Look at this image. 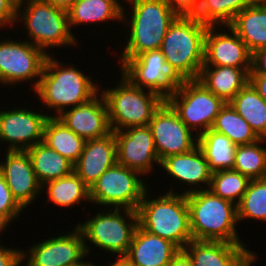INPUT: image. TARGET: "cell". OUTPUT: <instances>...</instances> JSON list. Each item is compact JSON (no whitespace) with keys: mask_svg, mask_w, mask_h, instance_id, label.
I'll list each match as a JSON object with an SVG mask.
<instances>
[{"mask_svg":"<svg viewBox=\"0 0 266 266\" xmlns=\"http://www.w3.org/2000/svg\"><path fill=\"white\" fill-rule=\"evenodd\" d=\"M148 193L147 189L137 209L138 225L150 234L169 240L183 250L193 240L186 195L173 192L172 188L150 200Z\"/></svg>","mask_w":266,"mask_h":266,"instance_id":"cell-1","label":"cell"},{"mask_svg":"<svg viewBox=\"0 0 266 266\" xmlns=\"http://www.w3.org/2000/svg\"><path fill=\"white\" fill-rule=\"evenodd\" d=\"M53 58L51 55L46 58L39 85L34 93L36 92L42 104L46 105V109H56L57 115L53 117H57L66 107L71 108L90 101L99 93L100 85L94 83L83 71Z\"/></svg>","mask_w":266,"mask_h":266,"instance_id":"cell-2","label":"cell"},{"mask_svg":"<svg viewBox=\"0 0 266 266\" xmlns=\"http://www.w3.org/2000/svg\"><path fill=\"white\" fill-rule=\"evenodd\" d=\"M193 240L245 245L236 232L237 205L214 195L209 189L186 195Z\"/></svg>","mask_w":266,"mask_h":266,"instance_id":"cell-3","label":"cell"},{"mask_svg":"<svg viewBox=\"0 0 266 266\" xmlns=\"http://www.w3.org/2000/svg\"><path fill=\"white\" fill-rule=\"evenodd\" d=\"M125 1L130 4V9L132 8L131 17L125 21L127 15L123 7L120 22H130V34L120 57L134 58L142 52L160 49L165 34L177 15L164 0Z\"/></svg>","mask_w":266,"mask_h":266,"instance_id":"cell-4","label":"cell"},{"mask_svg":"<svg viewBox=\"0 0 266 266\" xmlns=\"http://www.w3.org/2000/svg\"><path fill=\"white\" fill-rule=\"evenodd\" d=\"M207 28L194 16H177L165 34L160 50L185 80L199 78Z\"/></svg>","mask_w":266,"mask_h":266,"instance_id":"cell-5","label":"cell"},{"mask_svg":"<svg viewBox=\"0 0 266 266\" xmlns=\"http://www.w3.org/2000/svg\"><path fill=\"white\" fill-rule=\"evenodd\" d=\"M117 87L101 90L112 131L149 126L156 110L165 101L159 94L134 85L123 74Z\"/></svg>","mask_w":266,"mask_h":266,"instance_id":"cell-6","label":"cell"},{"mask_svg":"<svg viewBox=\"0 0 266 266\" xmlns=\"http://www.w3.org/2000/svg\"><path fill=\"white\" fill-rule=\"evenodd\" d=\"M16 15V22H23L27 28L29 42L45 53L52 47H72L77 43L69 27L68 12L48 2L18 0Z\"/></svg>","mask_w":266,"mask_h":266,"instance_id":"cell-7","label":"cell"},{"mask_svg":"<svg viewBox=\"0 0 266 266\" xmlns=\"http://www.w3.org/2000/svg\"><path fill=\"white\" fill-rule=\"evenodd\" d=\"M110 208L97 213L91 219L88 218L85 223L76 226L82 232L84 237L87 256L90 253L89 244L95 245L101 251L115 254L118 257H124L129 250L134 232L138 226V214L135 210ZM126 218V219H125ZM128 219V220H127ZM128 221V222H127Z\"/></svg>","mask_w":266,"mask_h":266,"instance_id":"cell-8","label":"cell"},{"mask_svg":"<svg viewBox=\"0 0 266 266\" xmlns=\"http://www.w3.org/2000/svg\"><path fill=\"white\" fill-rule=\"evenodd\" d=\"M139 175L142 177L139 172L116 162L90 187V202L105 208L137 211L149 188Z\"/></svg>","mask_w":266,"mask_h":266,"instance_id":"cell-9","label":"cell"},{"mask_svg":"<svg viewBox=\"0 0 266 266\" xmlns=\"http://www.w3.org/2000/svg\"><path fill=\"white\" fill-rule=\"evenodd\" d=\"M166 101L192 132L200 130L197 136L211 129L220 109L225 105L198 79L186 80Z\"/></svg>","mask_w":266,"mask_h":266,"instance_id":"cell-10","label":"cell"},{"mask_svg":"<svg viewBox=\"0 0 266 266\" xmlns=\"http://www.w3.org/2000/svg\"><path fill=\"white\" fill-rule=\"evenodd\" d=\"M121 74L134 85L153 91L165 100L186 80L168 62L160 49L142 52L134 58H120Z\"/></svg>","mask_w":266,"mask_h":266,"instance_id":"cell-11","label":"cell"},{"mask_svg":"<svg viewBox=\"0 0 266 266\" xmlns=\"http://www.w3.org/2000/svg\"><path fill=\"white\" fill-rule=\"evenodd\" d=\"M48 55L49 53H45L28 40L0 41V85L9 86L32 80V88L35 91Z\"/></svg>","mask_w":266,"mask_h":266,"instance_id":"cell-12","label":"cell"},{"mask_svg":"<svg viewBox=\"0 0 266 266\" xmlns=\"http://www.w3.org/2000/svg\"><path fill=\"white\" fill-rule=\"evenodd\" d=\"M149 127L160 162L166 157L190 152L197 146L198 136H192L194 133L166 100L154 113Z\"/></svg>","mask_w":266,"mask_h":266,"instance_id":"cell-13","label":"cell"},{"mask_svg":"<svg viewBox=\"0 0 266 266\" xmlns=\"http://www.w3.org/2000/svg\"><path fill=\"white\" fill-rule=\"evenodd\" d=\"M74 228L71 233L30 246L29 252L22 251V261L29 258L25 266H68L82 261L87 256L84 237L77 226Z\"/></svg>","mask_w":266,"mask_h":266,"instance_id":"cell-14","label":"cell"},{"mask_svg":"<svg viewBox=\"0 0 266 266\" xmlns=\"http://www.w3.org/2000/svg\"><path fill=\"white\" fill-rule=\"evenodd\" d=\"M113 132L116 140L117 163L139 172L142 176L152 172L154 165L160 166L153 133L149 126L130 127Z\"/></svg>","mask_w":266,"mask_h":266,"instance_id":"cell-15","label":"cell"},{"mask_svg":"<svg viewBox=\"0 0 266 266\" xmlns=\"http://www.w3.org/2000/svg\"><path fill=\"white\" fill-rule=\"evenodd\" d=\"M49 117L42 112L19 107L0 111V141L7 142L6 150L26 151L43 141L44 125Z\"/></svg>","mask_w":266,"mask_h":266,"instance_id":"cell-16","label":"cell"},{"mask_svg":"<svg viewBox=\"0 0 266 266\" xmlns=\"http://www.w3.org/2000/svg\"><path fill=\"white\" fill-rule=\"evenodd\" d=\"M216 27L218 26L207 28L203 66L243 68L249 74L252 54L245 43L229 26H225L228 33L217 32Z\"/></svg>","mask_w":266,"mask_h":266,"instance_id":"cell-17","label":"cell"},{"mask_svg":"<svg viewBox=\"0 0 266 266\" xmlns=\"http://www.w3.org/2000/svg\"><path fill=\"white\" fill-rule=\"evenodd\" d=\"M0 172L14 199L26 208L44 190L37 180L27 151L7 150L5 161L0 163Z\"/></svg>","mask_w":266,"mask_h":266,"instance_id":"cell-18","label":"cell"},{"mask_svg":"<svg viewBox=\"0 0 266 266\" xmlns=\"http://www.w3.org/2000/svg\"><path fill=\"white\" fill-rule=\"evenodd\" d=\"M98 95L84 104L66 108L57 118L85 140L107 136L112 132L108 109L103 95Z\"/></svg>","mask_w":266,"mask_h":266,"instance_id":"cell-19","label":"cell"},{"mask_svg":"<svg viewBox=\"0 0 266 266\" xmlns=\"http://www.w3.org/2000/svg\"><path fill=\"white\" fill-rule=\"evenodd\" d=\"M160 167H163L167 175L179 181L180 185L181 183L182 185L184 183L186 186L188 185V189L185 191L183 190V194L185 195L198 190H208L210 187L212 172L209 170L208 162L198 146L193 148L190 152L164 158L160 162ZM202 183L206 184L208 187ZM194 185H201L203 189L201 187H199V189L196 187L194 188ZM203 186H205V188Z\"/></svg>","mask_w":266,"mask_h":266,"instance_id":"cell-20","label":"cell"},{"mask_svg":"<svg viewBox=\"0 0 266 266\" xmlns=\"http://www.w3.org/2000/svg\"><path fill=\"white\" fill-rule=\"evenodd\" d=\"M246 247L220 241L192 240L183 250L194 266H247L250 249Z\"/></svg>","mask_w":266,"mask_h":266,"instance_id":"cell-21","label":"cell"},{"mask_svg":"<svg viewBox=\"0 0 266 266\" xmlns=\"http://www.w3.org/2000/svg\"><path fill=\"white\" fill-rule=\"evenodd\" d=\"M116 162V140L112 131L105 137L86 140L79 160L74 164V172L90 188Z\"/></svg>","mask_w":266,"mask_h":266,"instance_id":"cell-22","label":"cell"},{"mask_svg":"<svg viewBox=\"0 0 266 266\" xmlns=\"http://www.w3.org/2000/svg\"><path fill=\"white\" fill-rule=\"evenodd\" d=\"M179 251L171 241L150 234L138 225L123 258L131 266H168Z\"/></svg>","mask_w":266,"mask_h":266,"instance_id":"cell-23","label":"cell"},{"mask_svg":"<svg viewBox=\"0 0 266 266\" xmlns=\"http://www.w3.org/2000/svg\"><path fill=\"white\" fill-rule=\"evenodd\" d=\"M228 26L251 54L266 47V0H255L239 12Z\"/></svg>","mask_w":266,"mask_h":266,"instance_id":"cell-24","label":"cell"},{"mask_svg":"<svg viewBox=\"0 0 266 266\" xmlns=\"http://www.w3.org/2000/svg\"><path fill=\"white\" fill-rule=\"evenodd\" d=\"M198 80L225 103H229L249 82V74L243 68L202 66Z\"/></svg>","mask_w":266,"mask_h":266,"instance_id":"cell-25","label":"cell"},{"mask_svg":"<svg viewBox=\"0 0 266 266\" xmlns=\"http://www.w3.org/2000/svg\"><path fill=\"white\" fill-rule=\"evenodd\" d=\"M41 186L67 176L74 171V164L54 149L40 142L26 150Z\"/></svg>","mask_w":266,"mask_h":266,"instance_id":"cell-26","label":"cell"},{"mask_svg":"<svg viewBox=\"0 0 266 266\" xmlns=\"http://www.w3.org/2000/svg\"><path fill=\"white\" fill-rule=\"evenodd\" d=\"M123 5L119 0H76L68 12L69 27L102 23L108 20L122 21Z\"/></svg>","mask_w":266,"mask_h":266,"instance_id":"cell-27","label":"cell"},{"mask_svg":"<svg viewBox=\"0 0 266 266\" xmlns=\"http://www.w3.org/2000/svg\"><path fill=\"white\" fill-rule=\"evenodd\" d=\"M42 142L75 164L79 160L86 140L76 135L57 117L50 115L44 125Z\"/></svg>","mask_w":266,"mask_h":266,"instance_id":"cell-28","label":"cell"},{"mask_svg":"<svg viewBox=\"0 0 266 266\" xmlns=\"http://www.w3.org/2000/svg\"><path fill=\"white\" fill-rule=\"evenodd\" d=\"M197 146L201 149L212 173L233 169L237 146L226 135L209 129L198 135Z\"/></svg>","mask_w":266,"mask_h":266,"instance_id":"cell-29","label":"cell"},{"mask_svg":"<svg viewBox=\"0 0 266 266\" xmlns=\"http://www.w3.org/2000/svg\"><path fill=\"white\" fill-rule=\"evenodd\" d=\"M229 103L260 138L266 139V101L249 82Z\"/></svg>","mask_w":266,"mask_h":266,"instance_id":"cell-30","label":"cell"},{"mask_svg":"<svg viewBox=\"0 0 266 266\" xmlns=\"http://www.w3.org/2000/svg\"><path fill=\"white\" fill-rule=\"evenodd\" d=\"M211 129L226 135L236 146L252 144L261 139L230 103H225L220 109Z\"/></svg>","mask_w":266,"mask_h":266,"instance_id":"cell-31","label":"cell"},{"mask_svg":"<svg viewBox=\"0 0 266 266\" xmlns=\"http://www.w3.org/2000/svg\"><path fill=\"white\" fill-rule=\"evenodd\" d=\"M43 185L48 193V201L56 206L72 207L83 200L90 203V188L73 171L71 174Z\"/></svg>","mask_w":266,"mask_h":266,"instance_id":"cell-32","label":"cell"},{"mask_svg":"<svg viewBox=\"0 0 266 266\" xmlns=\"http://www.w3.org/2000/svg\"><path fill=\"white\" fill-rule=\"evenodd\" d=\"M255 0H200L194 17L208 26H228L234 17Z\"/></svg>","mask_w":266,"mask_h":266,"instance_id":"cell-33","label":"cell"},{"mask_svg":"<svg viewBox=\"0 0 266 266\" xmlns=\"http://www.w3.org/2000/svg\"><path fill=\"white\" fill-rule=\"evenodd\" d=\"M264 142L266 139L261 138L255 143L237 146L233 169L250 180L266 178V148L260 146Z\"/></svg>","mask_w":266,"mask_h":266,"instance_id":"cell-34","label":"cell"},{"mask_svg":"<svg viewBox=\"0 0 266 266\" xmlns=\"http://www.w3.org/2000/svg\"><path fill=\"white\" fill-rule=\"evenodd\" d=\"M249 182L248 177L234 169L220 170L212 173L209 190L214 195L238 205Z\"/></svg>","mask_w":266,"mask_h":266,"instance_id":"cell-35","label":"cell"},{"mask_svg":"<svg viewBox=\"0 0 266 266\" xmlns=\"http://www.w3.org/2000/svg\"><path fill=\"white\" fill-rule=\"evenodd\" d=\"M238 223L244 219L266 222V178L250 180L237 205Z\"/></svg>","mask_w":266,"mask_h":266,"instance_id":"cell-36","label":"cell"},{"mask_svg":"<svg viewBox=\"0 0 266 266\" xmlns=\"http://www.w3.org/2000/svg\"><path fill=\"white\" fill-rule=\"evenodd\" d=\"M23 208L14 199L5 177L0 172V215L5 217L10 223L18 218Z\"/></svg>","mask_w":266,"mask_h":266,"instance_id":"cell-37","label":"cell"},{"mask_svg":"<svg viewBox=\"0 0 266 266\" xmlns=\"http://www.w3.org/2000/svg\"><path fill=\"white\" fill-rule=\"evenodd\" d=\"M177 16H195L200 0H164Z\"/></svg>","mask_w":266,"mask_h":266,"instance_id":"cell-38","label":"cell"},{"mask_svg":"<svg viewBox=\"0 0 266 266\" xmlns=\"http://www.w3.org/2000/svg\"><path fill=\"white\" fill-rule=\"evenodd\" d=\"M17 3L18 0H0V29L16 23Z\"/></svg>","mask_w":266,"mask_h":266,"instance_id":"cell-39","label":"cell"},{"mask_svg":"<svg viewBox=\"0 0 266 266\" xmlns=\"http://www.w3.org/2000/svg\"><path fill=\"white\" fill-rule=\"evenodd\" d=\"M19 248L0 246V266H21L22 251Z\"/></svg>","mask_w":266,"mask_h":266,"instance_id":"cell-40","label":"cell"},{"mask_svg":"<svg viewBox=\"0 0 266 266\" xmlns=\"http://www.w3.org/2000/svg\"><path fill=\"white\" fill-rule=\"evenodd\" d=\"M249 75H266V47L252 53Z\"/></svg>","mask_w":266,"mask_h":266,"instance_id":"cell-41","label":"cell"},{"mask_svg":"<svg viewBox=\"0 0 266 266\" xmlns=\"http://www.w3.org/2000/svg\"><path fill=\"white\" fill-rule=\"evenodd\" d=\"M249 83L260 97L266 101V75H249Z\"/></svg>","mask_w":266,"mask_h":266,"instance_id":"cell-42","label":"cell"},{"mask_svg":"<svg viewBox=\"0 0 266 266\" xmlns=\"http://www.w3.org/2000/svg\"><path fill=\"white\" fill-rule=\"evenodd\" d=\"M168 266H194L192 260L184 250H180Z\"/></svg>","mask_w":266,"mask_h":266,"instance_id":"cell-43","label":"cell"},{"mask_svg":"<svg viewBox=\"0 0 266 266\" xmlns=\"http://www.w3.org/2000/svg\"><path fill=\"white\" fill-rule=\"evenodd\" d=\"M48 2L56 8L68 11L76 0H42Z\"/></svg>","mask_w":266,"mask_h":266,"instance_id":"cell-44","label":"cell"},{"mask_svg":"<svg viewBox=\"0 0 266 266\" xmlns=\"http://www.w3.org/2000/svg\"><path fill=\"white\" fill-rule=\"evenodd\" d=\"M110 266H131L123 257H116L115 262H111Z\"/></svg>","mask_w":266,"mask_h":266,"instance_id":"cell-45","label":"cell"},{"mask_svg":"<svg viewBox=\"0 0 266 266\" xmlns=\"http://www.w3.org/2000/svg\"><path fill=\"white\" fill-rule=\"evenodd\" d=\"M10 222L3 216L0 215V233H2L3 230H5L7 227H9ZM2 244H0L1 246Z\"/></svg>","mask_w":266,"mask_h":266,"instance_id":"cell-46","label":"cell"},{"mask_svg":"<svg viewBox=\"0 0 266 266\" xmlns=\"http://www.w3.org/2000/svg\"><path fill=\"white\" fill-rule=\"evenodd\" d=\"M68 266H96V265H94L93 262H90V261L86 262V261L82 260L77 264H72V265H68Z\"/></svg>","mask_w":266,"mask_h":266,"instance_id":"cell-47","label":"cell"},{"mask_svg":"<svg viewBox=\"0 0 266 266\" xmlns=\"http://www.w3.org/2000/svg\"><path fill=\"white\" fill-rule=\"evenodd\" d=\"M257 260V255L250 251V263L247 266H251L253 265L252 263H254Z\"/></svg>","mask_w":266,"mask_h":266,"instance_id":"cell-48","label":"cell"}]
</instances>
